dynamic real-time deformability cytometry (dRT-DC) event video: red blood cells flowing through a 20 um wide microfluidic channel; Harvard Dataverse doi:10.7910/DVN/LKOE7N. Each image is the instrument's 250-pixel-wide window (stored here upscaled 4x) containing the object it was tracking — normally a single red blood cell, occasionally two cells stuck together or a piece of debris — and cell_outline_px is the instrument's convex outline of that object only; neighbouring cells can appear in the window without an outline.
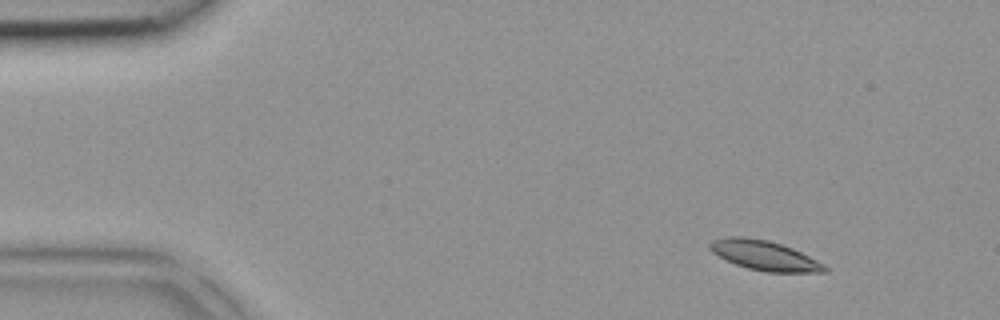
{"species": "common noctule bat (a hibernating species)", "species_latin": "Nyctalus noctula", "temperature_condition": "room temperature", "stored_images_in_passage": 3, "camera_frame_rate_fps": 3000, "um_per_image_px": 0.085, "animal": {"sex": "female", "body_mass_g": 18.4}, "frame": {"image": 1, "passage_image": 1, "time_ms": 0.0, "image_size_px": [1000, 320], "cell_outline_px": [[828, 272], [764, 272], [748, 268], [736, 264], [712, 252], [708, 248], [708, 244], [712, 240], [724, 236], [744, 236], [768, 240], [792, 248], [824, 264], [828, 268]], "centroid_in_image_um": [64.95, 21.7], "position_along_channel_um": 20.1, "area_um2": 19.83}}
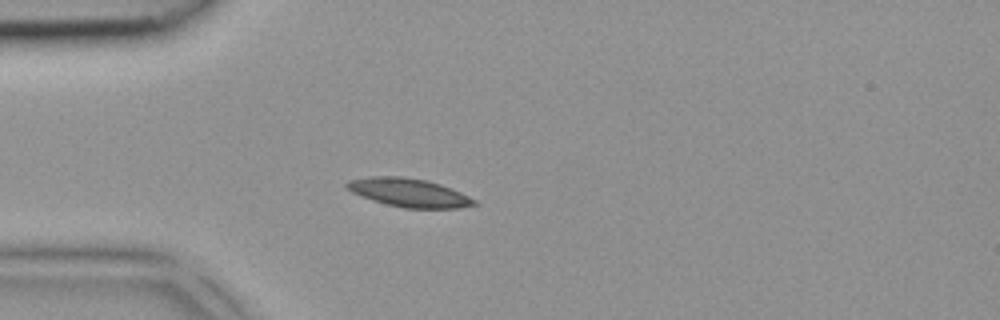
{"frame": {"image": 2, "passage_image": 3, "time_ms": 0.667, "image_size_px": [1000, 320], "cell_outline_px": [[480, 204], [460, 208], [404, 208], [384, 204], [372, 200], [352, 192], [344, 184], [348, 180], [368, 176], [400, 176], [428, 180], [440, 184], [460, 192], [476, 200]], "centroid_in_image_um": [34.76, 16.37], "position_along_channel_um": 50.2, "area_um2": 21.27}}